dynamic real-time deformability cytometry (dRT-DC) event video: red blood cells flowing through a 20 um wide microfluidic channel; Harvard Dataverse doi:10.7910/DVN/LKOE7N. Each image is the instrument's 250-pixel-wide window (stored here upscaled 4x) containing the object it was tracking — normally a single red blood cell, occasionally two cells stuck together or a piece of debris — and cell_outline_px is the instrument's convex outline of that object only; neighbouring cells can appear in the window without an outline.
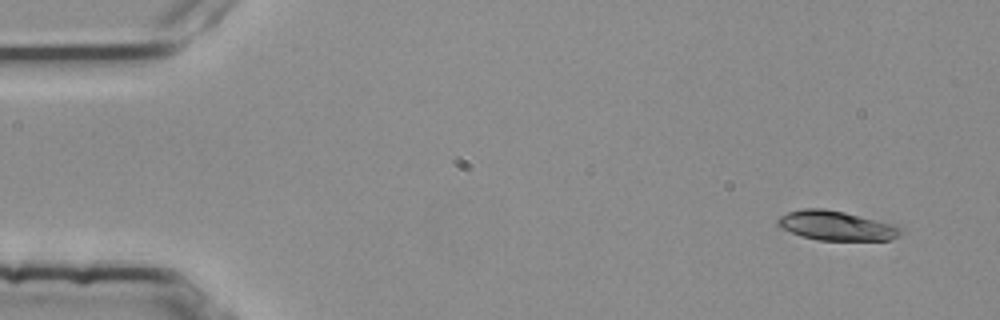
{"species": "common noctule bat (a hibernating species)", "species_latin": "Nyctalus noctula", "temperature_condition": "room temperature", "stored_images_in_passage": 3, "camera_frame_rate_fps": 3000, "um_per_image_px": 0.085, "animal": {"sex": "female", "body_mass_g": 25.1}, "frame": {"image": 1, "passage_image": 1, "time_ms": 0.0, "image_size_px": [1000, 320], "cell_outline_px": [[904, 232], [892, 240], [816, 240], [800, 236], [780, 228], [776, 224], [776, 220], [780, 216], [788, 212], [804, 208], [824, 208], [844, 212], [896, 224]], "centroid_in_image_um": [71.08, 19.18], "position_along_channel_um": 13.9, "area_um2": 21.39}}